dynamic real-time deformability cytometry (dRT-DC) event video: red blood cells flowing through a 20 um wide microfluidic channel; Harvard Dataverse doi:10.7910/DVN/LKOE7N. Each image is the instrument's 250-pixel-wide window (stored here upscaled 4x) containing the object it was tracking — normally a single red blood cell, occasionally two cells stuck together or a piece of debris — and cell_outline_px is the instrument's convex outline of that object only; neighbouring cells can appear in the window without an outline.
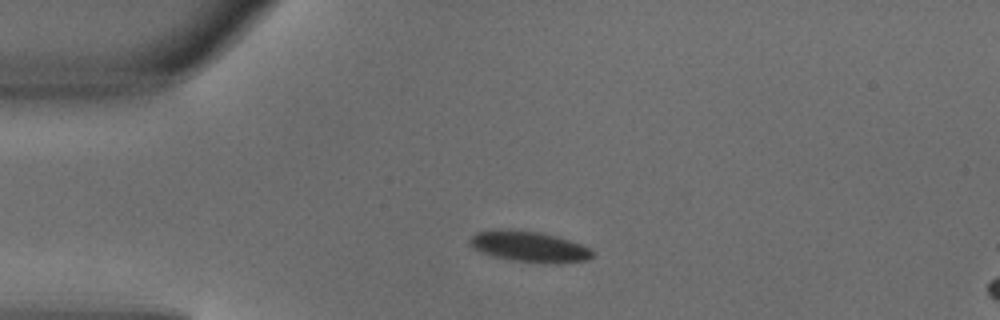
{"species": "common noctule bat (a hibernating species)", "species_latin": "Nyctalus noctula", "temperature_condition": "warm", "stored_images_in_passage": 2, "camera_frame_rate_fps": 3000, "um_per_image_px": 0.085, "animal": {"sex": "male", "body_mass_g": 18.8}, "frame": {"image": 1, "passage_image": 2, "time_ms": 0.333, "image_size_px": [1000, 320], "cell_outline_px": [[596, 252], [588, 260], [560, 264], [556, 264], [512, 260], [492, 256], [480, 252], [472, 248], [468, 240], [476, 232], [500, 228], [540, 232], [556, 236], [580, 244]], "centroid_in_image_um": [44.96, 20.96], "position_along_channel_um": 40.0, "area_um2": 22.2}}